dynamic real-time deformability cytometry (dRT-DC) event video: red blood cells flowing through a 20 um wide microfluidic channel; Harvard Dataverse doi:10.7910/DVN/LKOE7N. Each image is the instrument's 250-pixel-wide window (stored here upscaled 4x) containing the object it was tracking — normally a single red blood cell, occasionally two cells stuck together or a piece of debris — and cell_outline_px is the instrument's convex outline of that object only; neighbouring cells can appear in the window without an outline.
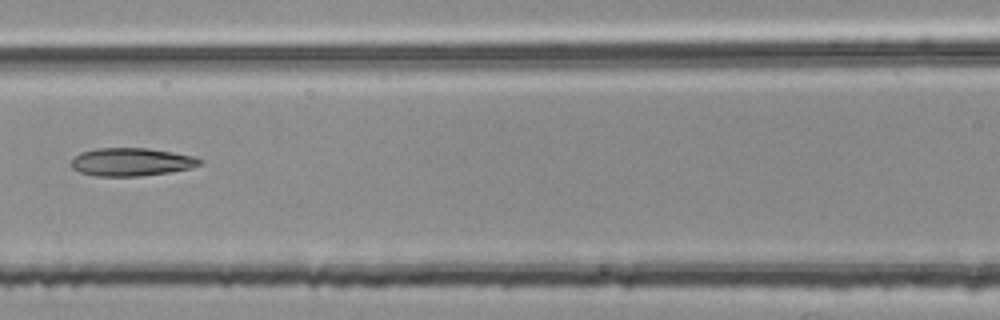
{"species": "common noctule bat (a hibernating species)", "species_latin": "Nyctalus noctula", "temperature_condition": "room temperature", "stored_images_in_passage": 4, "camera_frame_rate_fps": 3000, "um_per_image_px": 0.085, "animal": {"sex": "female", "body_mass_g": 25.1}, "frame": {"image": 1, "passage_image": 3, "time_ms": 0.667, "image_size_px": [1000, 320], "cell_outline_px": [[204, 160], [200, 164], [192, 168], [168, 172], [140, 176], [96, 176], [80, 172], [72, 168], [72, 160], [80, 152], [96, 148], [148, 148], [196, 156]], "centroid_in_image_um": [11.2, 13.76], "position_along_channel_um": 155.4, "area_um2": 21.04}}
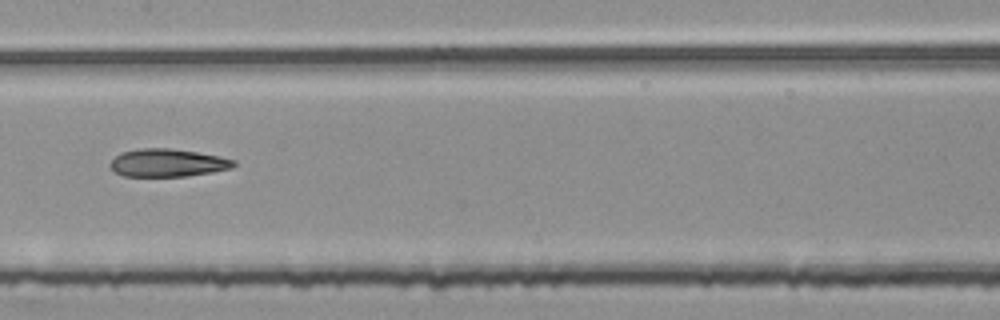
{"frame": {"image": 2, "passage_image": 4, "time_ms": 1.0, "image_size_px": [1000, 320], "cell_outline_px": [[236, 164], [232, 168], [212, 172], [188, 176], [124, 176], [116, 172], [108, 164], [120, 152], [140, 148], [172, 148], [220, 156], [236, 160]], "centroid_in_image_um": [14.26, 13.83], "position_along_channel_um": 193.1, "area_um2": 20.11}}